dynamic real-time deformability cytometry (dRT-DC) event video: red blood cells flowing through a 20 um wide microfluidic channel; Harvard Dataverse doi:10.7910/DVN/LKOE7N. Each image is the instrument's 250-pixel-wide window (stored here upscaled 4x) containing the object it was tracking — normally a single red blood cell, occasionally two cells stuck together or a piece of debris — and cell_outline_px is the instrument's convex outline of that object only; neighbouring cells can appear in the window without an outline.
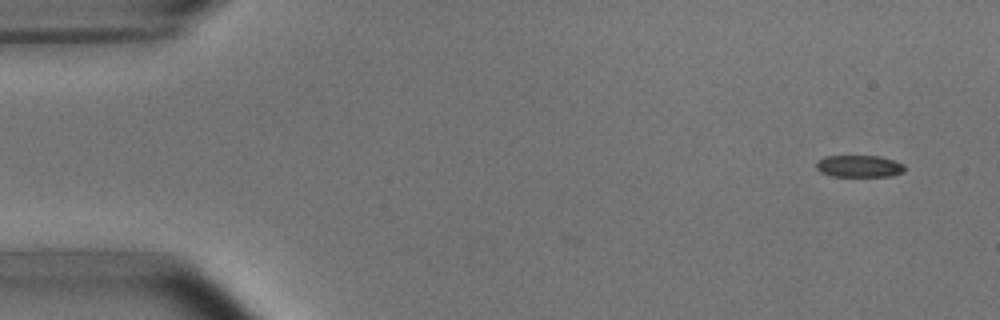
{"species": "common noctule bat (a hibernating species)", "species_latin": "Nyctalus noctula", "temperature_condition": "room temperature", "stored_images_in_passage": 43, "camera_frame_rate_fps": 3000, "um_per_image_px": 0.085, "animal": {"sex": "male", "body_mass_g": 15.6}, "frame": {"image": 1, "passage_image": 1, "time_ms": 0.0, "image_size_px": [1000, 320], "cell_outline_px": [[904, 172], [888, 176], [832, 176], [820, 172], [816, 168], [816, 160], [824, 156], [880, 156], [904, 164]], "centroid_in_image_um": [72.98, 14.12], "position_along_channel_um": 12.0, "area_um2": 11.33}}
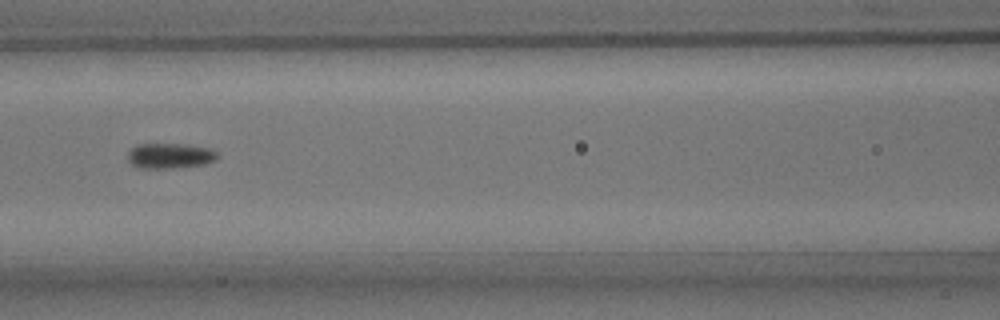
{"frame": {"image": 2, "passage_image": 21, "time_ms": 6.667, "image_size_px": [1000, 320], "cell_outline_px": [[220, 156], [216, 160], [204, 164], [172, 168], [140, 168], [132, 164], [128, 160], [128, 152], [136, 144], [188, 144], [208, 148], [216, 152]], "centroid_in_image_um": [14.45, 13.23], "position_along_channel_um": 152.1, "area_um2": 13.24}}
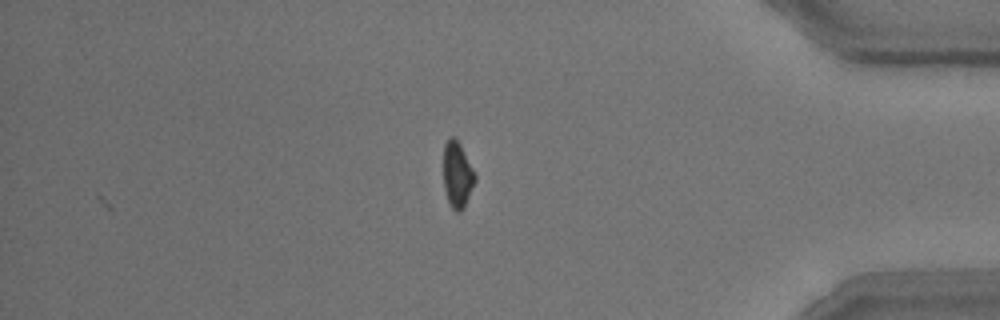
{"frame": {"image": 3, "passage_image": 43, "time_ms": 14.0, "image_size_px": [1000, 320], "cell_outline_px": [[476, 180], [464, 208], [460, 212], [456, 212], [452, 208], [448, 200], [444, 188], [444, 144], [452, 136], [460, 144], [476, 176]], "centroid_in_image_um": [38.88, 14.89], "position_along_channel_um": 396.3, "area_um2": 11.91}, "authors_computed_cell_mechanics": {"area_um2": 12.6004, "velocity_mm_per_s": 3.7731, "shape_relaxation_time_tau1_ms": 3.1202, "shape_relaxation_time_tau2_ms": 6.6212, "deformation_change_tau1": 0.1169, "deformation_change_tau2": 0.1402}}